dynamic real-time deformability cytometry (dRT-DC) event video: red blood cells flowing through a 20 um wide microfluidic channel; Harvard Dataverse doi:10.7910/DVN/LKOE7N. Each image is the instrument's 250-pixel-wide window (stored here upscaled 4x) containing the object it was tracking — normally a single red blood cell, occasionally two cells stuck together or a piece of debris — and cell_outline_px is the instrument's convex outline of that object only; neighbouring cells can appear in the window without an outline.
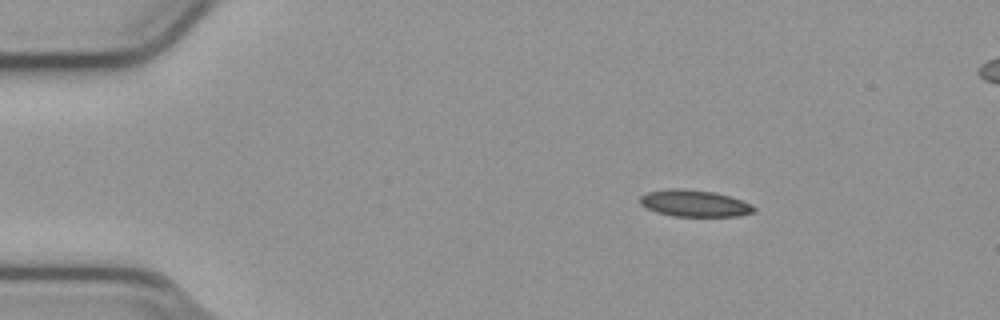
{"species": "common noctule bat (a hibernating species)", "species_latin": "Nyctalus noctula", "temperature_condition": "cold", "stored_images_in_passage": 47, "segment_of_instrument_passage": [1, 2], "camera_frame_rate_fps": 3000, "um_per_image_px": 0.085, "animal": {"sex": "male", "body_mass_g": 23.1, "forearm_length_mm": 52.7}, "frame": {"image": 1, "passage_image": 1, "time_ms": 0.0, "image_size_px": [1000, 320], "cell_outline_px": [[756, 212], [740, 216], [672, 216], [656, 212], [640, 204], [640, 196], [648, 192], [668, 188], [684, 188], [716, 192], [752, 204], [756, 208]], "centroid_in_image_um": [59.04, 17.28], "position_along_channel_um": 26.0, "area_um2": 17.86}}
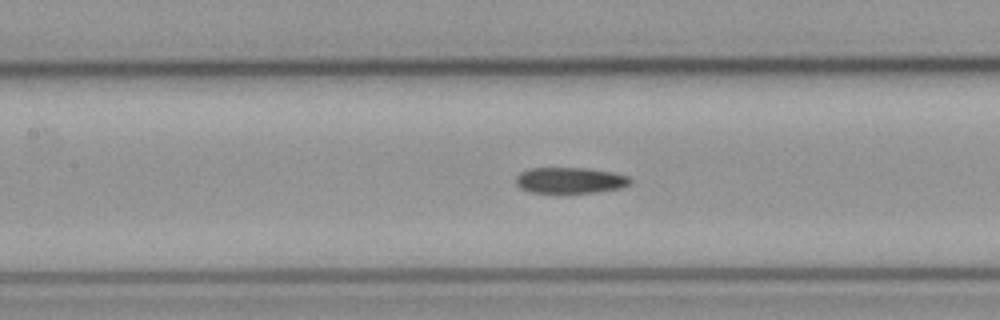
{"frame": {"image": 2, "passage_image": 17, "time_ms": 5.333, "image_size_px": [1000, 320], "cell_outline_px": [[632, 180], [628, 184], [620, 188], [596, 192], [556, 196], [528, 192], [520, 188], [516, 184], [516, 176], [520, 172], [528, 168], [588, 168], [612, 172], [628, 176]], "centroid_in_image_um": [48.38, 15.38], "position_along_channel_um": 159.0, "area_um2": 18.21}}
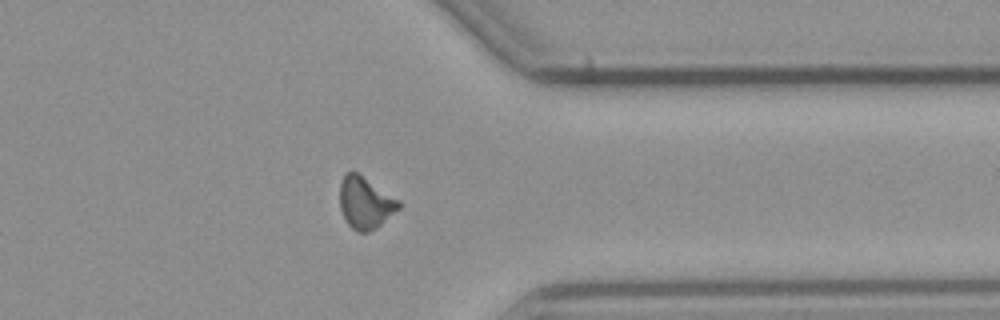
{"frame": {"image": 3, "passage_image": 35, "time_ms": 11.333, "image_size_px": [1000, 320], "cell_outline_px": [[400, 208], [376, 228], [368, 232], [356, 232], [344, 220], [340, 208], [340, 184], [344, 172], [356, 172], [400, 200]], "centroid_in_image_um": [31.03, 17.25], "position_along_channel_um": 380.4, "area_um2": 17.8}}